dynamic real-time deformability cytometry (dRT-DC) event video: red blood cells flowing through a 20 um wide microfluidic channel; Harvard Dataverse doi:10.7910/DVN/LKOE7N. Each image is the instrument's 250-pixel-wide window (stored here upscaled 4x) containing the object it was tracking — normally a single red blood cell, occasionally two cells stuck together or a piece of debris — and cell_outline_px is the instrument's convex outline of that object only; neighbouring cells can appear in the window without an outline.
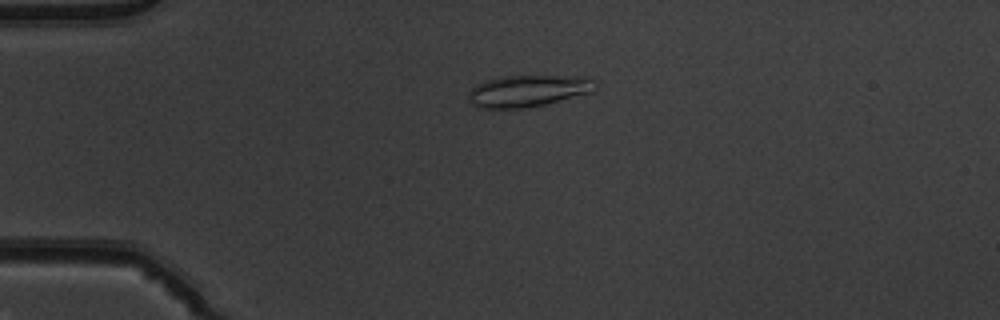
{"species": "common noctule bat (a hibernating species)", "species_latin": "Nyctalus noctula", "temperature_condition": "warm", "stored_images_in_passage": 46, "camera_frame_rate_fps": 3000, "um_per_image_px": 0.085, "animal": {"sex": "male", "body_mass_g": 19.5, "forearm_length_mm": 54.6}, "frame": {"image": 1, "passage_image": 7, "time_ms": 2.0, "image_size_px": [1000, 320], "cell_outline_px": [[596, 88], [592, 92], [544, 104], [524, 108], [476, 108], [468, 100], [468, 92], [476, 84], [484, 80], [504, 76], [588, 76], [596, 80]], "centroid_in_image_um": [44.87, 7.71], "position_along_channel_um": 40.1, "area_um2": 23.64}}
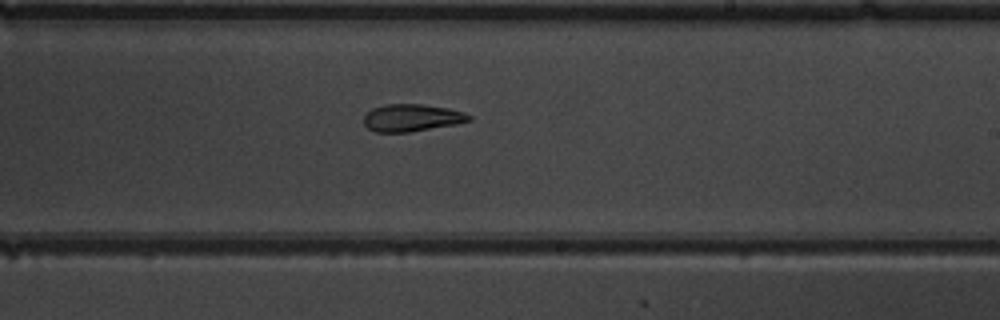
{"frame": {"image": 2, "passage_image": 26, "time_ms": 8.333, "image_size_px": [1000, 320], "cell_outline_px": [[472, 120], [456, 124], [408, 132], [376, 132], [368, 128], [364, 124], [364, 116], [372, 108], [384, 104], [420, 104], [448, 108], [464, 112], [472, 116]], "centroid_in_image_um": [35.0, 10.01], "position_along_channel_um": 254.0, "area_um2": 16.7}}
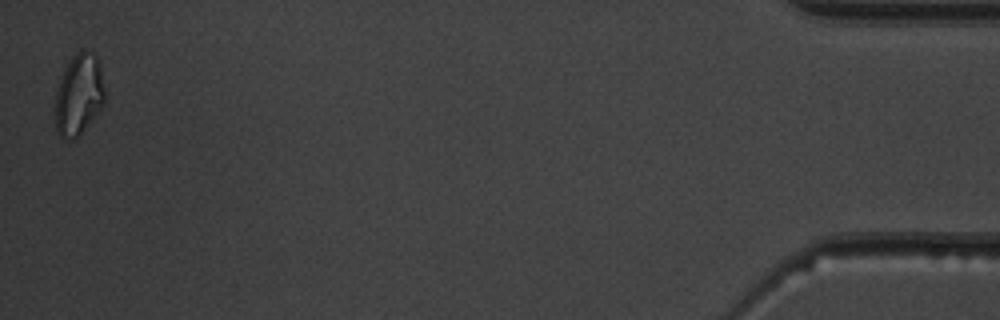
{"frame": {"image": 3, "passage_image": 46, "time_ms": 15.0, "image_size_px": [1000, 320], "cell_outline_px": [[104, 104], [80, 136], [76, 140], [60, 136], [56, 132], [56, 92], [64, 68], [72, 56], [80, 48], [84, 48], [92, 52], [100, 60], [104, 92]], "centroid_in_image_um": [6.72, 8.01], "position_along_channel_um": 428.5, "area_um2": 23.7}, "authors_computed_cell_mechanics": {"area_um2": 18.1203, "velocity_mm_per_s": 3.9143, "shape_relaxation_time_tau1_ms": 9.281, "shape_relaxation_time_tau2_ms": 5.2672, "deformation_change_tau1": 0.1882, "deformation_change_tau2": 0.1338}}